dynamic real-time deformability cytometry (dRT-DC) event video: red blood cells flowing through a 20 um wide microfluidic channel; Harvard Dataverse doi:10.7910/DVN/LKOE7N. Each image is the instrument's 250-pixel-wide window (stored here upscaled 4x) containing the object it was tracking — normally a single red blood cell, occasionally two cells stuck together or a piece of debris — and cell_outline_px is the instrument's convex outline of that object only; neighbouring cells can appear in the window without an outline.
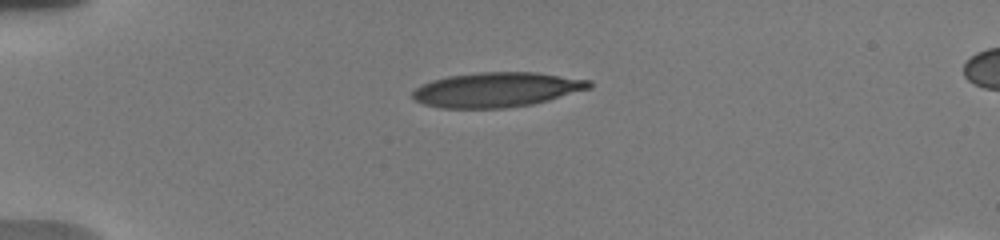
{"species": "human", "species_latin": "Homo sapiens", "temperature_condition": "warm", "stored_images_in_passage": 3, "segment_of_instrument_passage": [1, 2], "camera_frame_rate_fps": 3000, "um_per_image_px": 0.085, "donor": {"sex": "male"}, "frame": {"image": 1, "passage_image": 1, "time_ms": 0.0, "image_size_px": [1000, 240], "cell_outline_px": [[592, 88], [548, 100], [532, 104], [504, 108], [440, 108], [424, 104], [412, 100], [412, 92], [420, 84], [432, 80], [448, 76], [480, 72], [536, 72], [592, 80]], "centroid_in_image_um": [42.2, 7.62], "position_along_channel_um": 42.8, "area_um2": 35.95}}